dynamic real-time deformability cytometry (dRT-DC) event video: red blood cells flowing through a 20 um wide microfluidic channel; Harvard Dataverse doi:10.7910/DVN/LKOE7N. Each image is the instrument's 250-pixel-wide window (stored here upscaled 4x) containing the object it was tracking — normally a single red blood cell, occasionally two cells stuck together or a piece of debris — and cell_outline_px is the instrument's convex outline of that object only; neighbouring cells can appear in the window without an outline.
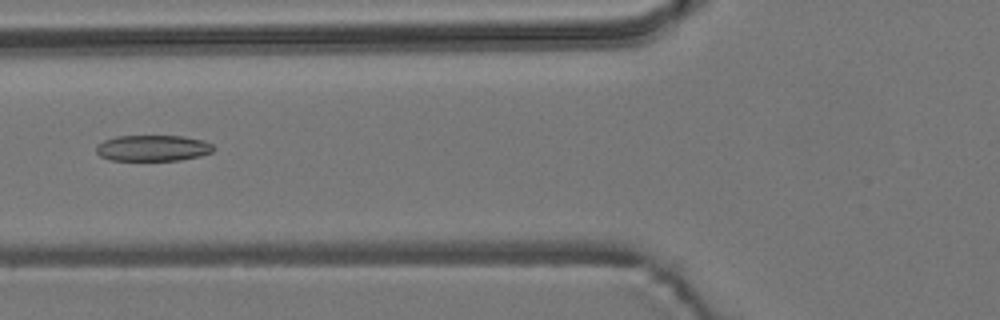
{"species": "common noctule bat (a hibernating species)", "species_latin": "Nyctalus noctula", "temperature_condition": "room temperature", "stored_images_in_passage": 7, "camera_frame_rate_fps": 3000, "um_per_image_px": 0.085, "animal": {"sex": "male", "body_mass_g": 19.2, "forearm_length_mm": 51.8}, "frame": {"image": 1, "passage_image": 7, "time_ms": 7.0, "image_size_px": [1000, 320], "cell_outline_px": [[216, 148], [212, 152], [200, 156], [180, 160], [108, 160], [100, 156], [96, 152], [96, 144], [104, 140], [116, 136], [184, 136], [204, 140], [212, 144]], "centroid_in_image_um": [12.99, 12.58], "position_along_channel_um": 112.8, "area_um2": 17.98}}